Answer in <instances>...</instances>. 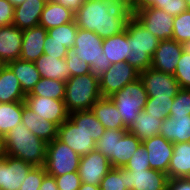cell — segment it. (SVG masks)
Listing matches in <instances>:
<instances>
[{
	"mask_svg": "<svg viewBox=\"0 0 190 190\" xmlns=\"http://www.w3.org/2000/svg\"><path fill=\"white\" fill-rule=\"evenodd\" d=\"M185 47L174 39L161 40L152 57L151 67L154 70L174 75L177 62Z\"/></svg>",
	"mask_w": 190,
	"mask_h": 190,
	"instance_id": "cell-15",
	"label": "cell"
},
{
	"mask_svg": "<svg viewBox=\"0 0 190 190\" xmlns=\"http://www.w3.org/2000/svg\"><path fill=\"white\" fill-rule=\"evenodd\" d=\"M100 190H128L127 170L112 168L101 180Z\"/></svg>",
	"mask_w": 190,
	"mask_h": 190,
	"instance_id": "cell-37",
	"label": "cell"
},
{
	"mask_svg": "<svg viewBox=\"0 0 190 190\" xmlns=\"http://www.w3.org/2000/svg\"><path fill=\"white\" fill-rule=\"evenodd\" d=\"M138 78L139 72L126 61L112 64L99 78L101 95L109 97Z\"/></svg>",
	"mask_w": 190,
	"mask_h": 190,
	"instance_id": "cell-10",
	"label": "cell"
},
{
	"mask_svg": "<svg viewBox=\"0 0 190 190\" xmlns=\"http://www.w3.org/2000/svg\"><path fill=\"white\" fill-rule=\"evenodd\" d=\"M65 8L70 9L72 12H76L78 8L85 2V0H52Z\"/></svg>",
	"mask_w": 190,
	"mask_h": 190,
	"instance_id": "cell-51",
	"label": "cell"
},
{
	"mask_svg": "<svg viewBox=\"0 0 190 190\" xmlns=\"http://www.w3.org/2000/svg\"><path fill=\"white\" fill-rule=\"evenodd\" d=\"M78 190H100V186L86 184V183L82 182Z\"/></svg>",
	"mask_w": 190,
	"mask_h": 190,
	"instance_id": "cell-53",
	"label": "cell"
},
{
	"mask_svg": "<svg viewBox=\"0 0 190 190\" xmlns=\"http://www.w3.org/2000/svg\"><path fill=\"white\" fill-rule=\"evenodd\" d=\"M43 51L45 55H50L56 57L57 59H61L67 56L69 49L64 46V43L58 41H49L46 38Z\"/></svg>",
	"mask_w": 190,
	"mask_h": 190,
	"instance_id": "cell-47",
	"label": "cell"
},
{
	"mask_svg": "<svg viewBox=\"0 0 190 190\" xmlns=\"http://www.w3.org/2000/svg\"><path fill=\"white\" fill-rule=\"evenodd\" d=\"M73 21L74 12L52 0H47L40 16L39 25L49 30Z\"/></svg>",
	"mask_w": 190,
	"mask_h": 190,
	"instance_id": "cell-28",
	"label": "cell"
},
{
	"mask_svg": "<svg viewBox=\"0 0 190 190\" xmlns=\"http://www.w3.org/2000/svg\"><path fill=\"white\" fill-rule=\"evenodd\" d=\"M168 190H190L189 178H175L169 180Z\"/></svg>",
	"mask_w": 190,
	"mask_h": 190,
	"instance_id": "cell-49",
	"label": "cell"
},
{
	"mask_svg": "<svg viewBox=\"0 0 190 190\" xmlns=\"http://www.w3.org/2000/svg\"><path fill=\"white\" fill-rule=\"evenodd\" d=\"M142 144L148 152L150 168L167 174L174 144L161 134L142 141Z\"/></svg>",
	"mask_w": 190,
	"mask_h": 190,
	"instance_id": "cell-16",
	"label": "cell"
},
{
	"mask_svg": "<svg viewBox=\"0 0 190 190\" xmlns=\"http://www.w3.org/2000/svg\"><path fill=\"white\" fill-rule=\"evenodd\" d=\"M39 190H58L55 177L46 174L41 182Z\"/></svg>",
	"mask_w": 190,
	"mask_h": 190,
	"instance_id": "cell-52",
	"label": "cell"
},
{
	"mask_svg": "<svg viewBox=\"0 0 190 190\" xmlns=\"http://www.w3.org/2000/svg\"><path fill=\"white\" fill-rule=\"evenodd\" d=\"M186 2H187V5H190V0H186Z\"/></svg>",
	"mask_w": 190,
	"mask_h": 190,
	"instance_id": "cell-57",
	"label": "cell"
},
{
	"mask_svg": "<svg viewBox=\"0 0 190 190\" xmlns=\"http://www.w3.org/2000/svg\"><path fill=\"white\" fill-rule=\"evenodd\" d=\"M45 167H33L27 174L19 190H39L41 182L46 175Z\"/></svg>",
	"mask_w": 190,
	"mask_h": 190,
	"instance_id": "cell-44",
	"label": "cell"
},
{
	"mask_svg": "<svg viewBox=\"0 0 190 190\" xmlns=\"http://www.w3.org/2000/svg\"><path fill=\"white\" fill-rule=\"evenodd\" d=\"M141 144L142 142L134 134L126 131L121 139L116 142L115 168H124Z\"/></svg>",
	"mask_w": 190,
	"mask_h": 190,
	"instance_id": "cell-33",
	"label": "cell"
},
{
	"mask_svg": "<svg viewBox=\"0 0 190 190\" xmlns=\"http://www.w3.org/2000/svg\"><path fill=\"white\" fill-rule=\"evenodd\" d=\"M173 100L148 97L143 111L150 113L153 117H160V120H164L169 117Z\"/></svg>",
	"mask_w": 190,
	"mask_h": 190,
	"instance_id": "cell-40",
	"label": "cell"
},
{
	"mask_svg": "<svg viewBox=\"0 0 190 190\" xmlns=\"http://www.w3.org/2000/svg\"><path fill=\"white\" fill-rule=\"evenodd\" d=\"M14 7L22 4L25 0H8Z\"/></svg>",
	"mask_w": 190,
	"mask_h": 190,
	"instance_id": "cell-55",
	"label": "cell"
},
{
	"mask_svg": "<svg viewBox=\"0 0 190 190\" xmlns=\"http://www.w3.org/2000/svg\"><path fill=\"white\" fill-rule=\"evenodd\" d=\"M25 97L18 78L8 65H4L0 70V103L20 102Z\"/></svg>",
	"mask_w": 190,
	"mask_h": 190,
	"instance_id": "cell-24",
	"label": "cell"
},
{
	"mask_svg": "<svg viewBox=\"0 0 190 190\" xmlns=\"http://www.w3.org/2000/svg\"><path fill=\"white\" fill-rule=\"evenodd\" d=\"M126 131L127 129H105L104 134L96 142L95 149L108 158L112 168H115L116 142L121 139Z\"/></svg>",
	"mask_w": 190,
	"mask_h": 190,
	"instance_id": "cell-35",
	"label": "cell"
},
{
	"mask_svg": "<svg viewBox=\"0 0 190 190\" xmlns=\"http://www.w3.org/2000/svg\"><path fill=\"white\" fill-rule=\"evenodd\" d=\"M180 88L190 89V46L183 49L174 73Z\"/></svg>",
	"mask_w": 190,
	"mask_h": 190,
	"instance_id": "cell-39",
	"label": "cell"
},
{
	"mask_svg": "<svg viewBox=\"0 0 190 190\" xmlns=\"http://www.w3.org/2000/svg\"><path fill=\"white\" fill-rule=\"evenodd\" d=\"M19 80L23 92L27 95L40 80L41 76L34 62L22 59L7 64Z\"/></svg>",
	"mask_w": 190,
	"mask_h": 190,
	"instance_id": "cell-30",
	"label": "cell"
},
{
	"mask_svg": "<svg viewBox=\"0 0 190 190\" xmlns=\"http://www.w3.org/2000/svg\"><path fill=\"white\" fill-rule=\"evenodd\" d=\"M33 167L24 160L4 155L0 159V190H19Z\"/></svg>",
	"mask_w": 190,
	"mask_h": 190,
	"instance_id": "cell-12",
	"label": "cell"
},
{
	"mask_svg": "<svg viewBox=\"0 0 190 190\" xmlns=\"http://www.w3.org/2000/svg\"><path fill=\"white\" fill-rule=\"evenodd\" d=\"M101 98L99 78L91 73L69 77L65 82L64 103L69 113L91 110Z\"/></svg>",
	"mask_w": 190,
	"mask_h": 190,
	"instance_id": "cell-4",
	"label": "cell"
},
{
	"mask_svg": "<svg viewBox=\"0 0 190 190\" xmlns=\"http://www.w3.org/2000/svg\"><path fill=\"white\" fill-rule=\"evenodd\" d=\"M134 17L160 41L172 39L174 16L166 11L148 7L134 12Z\"/></svg>",
	"mask_w": 190,
	"mask_h": 190,
	"instance_id": "cell-9",
	"label": "cell"
},
{
	"mask_svg": "<svg viewBox=\"0 0 190 190\" xmlns=\"http://www.w3.org/2000/svg\"><path fill=\"white\" fill-rule=\"evenodd\" d=\"M128 190H168V175L155 169L127 170Z\"/></svg>",
	"mask_w": 190,
	"mask_h": 190,
	"instance_id": "cell-17",
	"label": "cell"
},
{
	"mask_svg": "<svg viewBox=\"0 0 190 190\" xmlns=\"http://www.w3.org/2000/svg\"><path fill=\"white\" fill-rule=\"evenodd\" d=\"M67 67L70 70V77L80 76L90 73V65L78 58V55L74 52L73 49L68 51L67 56L65 57Z\"/></svg>",
	"mask_w": 190,
	"mask_h": 190,
	"instance_id": "cell-42",
	"label": "cell"
},
{
	"mask_svg": "<svg viewBox=\"0 0 190 190\" xmlns=\"http://www.w3.org/2000/svg\"><path fill=\"white\" fill-rule=\"evenodd\" d=\"M188 9L186 0H171L170 3V14L177 16Z\"/></svg>",
	"mask_w": 190,
	"mask_h": 190,
	"instance_id": "cell-50",
	"label": "cell"
},
{
	"mask_svg": "<svg viewBox=\"0 0 190 190\" xmlns=\"http://www.w3.org/2000/svg\"><path fill=\"white\" fill-rule=\"evenodd\" d=\"M34 63L42 78L66 82L70 77V70L67 67L65 58L57 59L56 57L42 54Z\"/></svg>",
	"mask_w": 190,
	"mask_h": 190,
	"instance_id": "cell-26",
	"label": "cell"
},
{
	"mask_svg": "<svg viewBox=\"0 0 190 190\" xmlns=\"http://www.w3.org/2000/svg\"><path fill=\"white\" fill-rule=\"evenodd\" d=\"M25 105L37 113L39 118H45L58 127L69 118V112L64 100H55L49 97L26 95Z\"/></svg>",
	"mask_w": 190,
	"mask_h": 190,
	"instance_id": "cell-11",
	"label": "cell"
},
{
	"mask_svg": "<svg viewBox=\"0 0 190 190\" xmlns=\"http://www.w3.org/2000/svg\"><path fill=\"white\" fill-rule=\"evenodd\" d=\"M190 114V89H180L174 97L169 117L186 116Z\"/></svg>",
	"mask_w": 190,
	"mask_h": 190,
	"instance_id": "cell-41",
	"label": "cell"
},
{
	"mask_svg": "<svg viewBox=\"0 0 190 190\" xmlns=\"http://www.w3.org/2000/svg\"><path fill=\"white\" fill-rule=\"evenodd\" d=\"M47 30L38 25L23 30L22 49L20 59L35 62L42 54Z\"/></svg>",
	"mask_w": 190,
	"mask_h": 190,
	"instance_id": "cell-20",
	"label": "cell"
},
{
	"mask_svg": "<svg viewBox=\"0 0 190 190\" xmlns=\"http://www.w3.org/2000/svg\"><path fill=\"white\" fill-rule=\"evenodd\" d=\"M46 2L47 0H25L16 6L12 25L17 26L22 31L38 26Z\"/></svg>",
	"mask_w": 190,
	"mask_h": 190,
	"instance_id": "cell-21",
	"label": "cell"
},
{
	"mask_svg": "<svg viewBox=\"0 0 190 190\" xmlns=\"http://www.w3.org/2000/svg\"><path fill=\"white\" fill-rule=\"evenodd\" d=\"M23 31L14 25L0 27V61L7 65L20 59Z\"/></svg>",
	"mask_w": 190,
	"mask_h": 190,
	"instance_id": "cell-18",
	"label": "cell"
},
{
	"mask_svg": "<svg viewBox=\"0 0 190 190\" xmlns=\"http://www.w3.org/2000/svg\"><path fill=\"white\" fill-rule=\"evenodd\" d=\"M172 39L190 46V12L188 10L174 17Z\"/></svg>",
	"mask_w": 190,
	"mask_h": 190,
	"instance_id": "cell-38",
	"label": "cell"
},
{
	"mask_svg": "<svg viewBox=\"0 0 190 190\" xmlns=\"http://www.w3.org/2000/svg\"><path fill=\"white\" fill-rule=\"evenodd\" d=\"M126 170H148L150 168L148 152L141 144L138 149L132 154L130 160L124 167Z\"/></svg>",
	"mask_w": 190,
	"mask_h": 190,
	"instance_id": "cell-43",
	"label": "cell"
},
{
	"mask_svg": "<svg viewBox=\"0 0 190 190\" xmlns=\"http://www.w3.org/2000/svg\"><path fill=\"white\" fill-rule=\"evenodd\" d=\"M3 66L4 64L0 61V70L2 69Z\"/></svg>",
	"mask_w": 190,
	"mask_h": 190,
	"instance_id": "cell-56",
	"label": "cell"
},
{
	"mask_svg": "<svg viewBox=\"0 0 190 190\" xmlns=\"http://www.w3.org/2000/svg\"><path fill=\"white\" fill-rule=\"evenodd\" d=\"M170 3L171 0H131L133 12L139 11L143 8L156 7L170 14Z\"/></svg>",
	"mask_w": 190,
	"mask_h": 190,
	"instance_id": "cell-46",
	"label": "cell"
},
{
	"mask_svg": "<svg viewBox=\"0 0 190 190\" xmlns=\"http://www.w3.org/2000/svg\"><path fill=\"white\" fill-rule=\"evenodd\" d=\"M80 156L67 144L57 138L47 143L45 170L53 177L76 172L79 168Z\"/></svg>",
	"mask_w": 190,
	"mask_h": 190,
	"instance_id": "cell-7",
	"label": "cell"
},
{
	"mask_svg": "<svg viewBox=\"0 0 190 190\" xmlns=\"http://www.w3.org/2000/svg\"><path fill=\"white\" fill-rule=\"evenodd\" d=\"M167 175L169 180L190 177V142L174 144Z\"/></svg>",
	"mask_w": 190,
	"mask_h": 190,
	"instance_id": "cell-23",
	"label": "cell"
},
{
	"mask_svg": "<svg viewBox=\"0 0 190 190\" xmlns=\"http://www.w3.org/2000/svg\"><path fill=\"white\" fill-rule=\"evenodd\" d=\"M69 119L79 128L85 130L97 142L105 132V127L96 118L92 110L74 111Z\"/></svg>",
	"mask_w": 190,
	"mask_h": 190,
	"instance_id": "cell-31",
	"label": "cell"
},
{
	"mask_svg": "<svg viewBox=\"0 0 190 190\" xmlns=\"http://www.w3.org/2000/svg\"><path fill=\"white\" fill-rule=\"evenodd\" d=\"M55 181L58 190H78L82 183L78 171L56 176Z\"/></svg>",
	"mask_w": 190,
	"mask_h": 190,
	"instance_id": "cell-45",
	"label": "cell"
},
{
	"mask_svg": "<svg viewBox=\"0 0 190 190\" xmlns=\"http://www.w3.org/2000/svg\"><path fill=\"white\" fill-rule=\"evenodd\" d=\"M109 98L116 105L122 121L128 129L138 114L144 110L148 95L139 77L126 84L120 91L113 93Z\"/></svg>",
	"mask_w": 190,
	"mask_h": 190,
	"instance_id": "cell-6",
	"label": "cell"
},
{
	"mask_svg": "<svg viewBox=\"0 0 190 190\" xmlns=\"http://www.w3.org/2000/svg\"><path fill=\"white\" fill-rule=\"evenodd\" d=\"M5 155V140L4 136L0 134V159Z\"/></svg>",
	"mask_w": 190,
	"mask_h": 190,
	"instance_id": "cell-54",
	"label": "cell"
},
{
	"mask_svg": "<svg viewBox=\"0 0 190 190\" xmlns=\"http://www.w3.org/2000/svg\"><path fill=\"white\" fill-rule=\"evenodd\" d=\"M133 17L131 0H85L74 13L78 28L94 31L103 39L121 34Z\"/></svg>",
	"mask_w": 190,
	"mask_h": 190,
	"instance_id": "cell-1",
	"label": "cell"
},
{
	"mask_svg": "<svg viewBox=\"0 0 190 190\" xmlns=\"http://www.w3.org/2000/svg\"><path fill=\"white\" fill-rule=\"evenodd\" d=\"M5 155L24 160L34 167H43L46 162L47 143L34 135L21 122L5 137Z\"/></svg>",
	"mask_w": 190,
	"mask_h": 190,
	"instance_id": "cell-2",
	"label": "cell"
},
{
	"mask_svg": "<svg viewBox=\"0 0 190 190\" xmlns=\"http://www.w3.org/2000/svg\"><path fill=\"white\" fill-rule=\"evenodd\" d=\"M57 139L67 144L80 157L96 148V141L89 133L77 127L69 118L58 127Z\"/></svg>",
	"mask_w": 190,
	"mask_h": 190,
	"instance_id": "cell-13",
	"label": "cell"
},
{
	"mask_svg": "<svg viewBox=\"0 0 190 190\" xmlns=\"http://www.w3.org/2000/svg\"><path fill=\"white\" fill-rule=\"evenodd\" d=\"M27 95L49 97L55 100H64L65 82L48 78H40L34 88Z\"/></svg>",
	"mask_w": 190,
	"mask_h": 190,
	"instance_id": "cell-34",
	"label": "cell"
},
{
	"mask_svg": "<svg viewBox=\"0 0 190 190\" xmlns=\"http://www.w3.org/2000/svg\"><path fill=\"white\" fill-rule=\"evenodd\" d=\"M21 122L27 129L31 130L34 135L46 143L52 142L57 138L58 126L45 118H39L36 112L25 105L24 101Z\"/></svg>",
	"mask_w": 190,
	"mask_h": 190,
	"instance_id": "cell-19",
	"label": "cell"
},
{
	"mask_svg": "<svg viewBox=\"0 0 190 190\" xmlns=\"http://www.w3.org/2000/svg\"><path fill=\"white\" fill-rule=\"evenodd\" d=\"M102 47L111 64L125 62L130 57L129 35L126 30L121 34L104 38Z\"/></svg>",
	"mask_w": 190,
	"mask_h": 190,
	"instance_id": "cell-27",
	"label": "cell"
},
{
	"mask_svg": "<svg viewBox=\"0 0 190 190\" xmlns=\"http://www.w3.org/2000/svg\"><path fill=\"white\" fill-rule=\"evenodd\" d=\"M111 169L112 165L108 158L94 149L88 155L81 156L78 175L83 183L100 185L101 180Z\"/></svg>",
	"mask_w": 190,
	"mask_h": 190,
	"instance_id": "cell-14",
	"label": "cell"
},
{
	"mask_svg": "<svg viewBox=\"0 0 190 190\" xmlns=\"http://www.w3.org/2000/svg\"><path fill=\"white\" fill-rule=\"evenodd\" d=\"M15 7L8 0H0V27L13 24Z\"/></svg>",
	"mask_w": 190,
	"mask_h": 190,
	"instance_id": "cell-48",
	"label": "cell"
},
{
	"mask_svg": "<svg viewBox=\"0 0 190 190\" xmlns=\"http://www.w3.org/2000/svg\"><path fill=\"white\" fill-rule=\"evenodd\" d=\"M148 97L174 99L181 89L175 76L154 70L152 67L139 73Z\"/></svg>",
	"mask_w": 190,
	"mask_h": 190,
	"instance_id": "cell-8",
	"label": "cell"
},
{
	"mask_svg": "<svg viewBox=\"0 0 190 190\" xmlns=\"http://www.w3.org/2000/svg\"><path fill=\"white\" fill-rule=\"evenodd\" d=\"M125 30L129 35L130 57L126 60L139 73L151 68L152 57L160 40L149 32L135 17L130 19Z\"/></svg>",
	"mask_w": 190,
	"mask_h": 190,
	"instance_id": "cell-3",
	"label": "cell"
},
{
	"mask_svg": "<svg viewBox=\"0 0 190 190\" xmlns=\"http://www.w3.org/2000/svg\"><path fill=\"white\" fill-rule=\"evenodd\" d=\"M78 26L75 22H69L47 30L46 38L49 41H58L64 43L69 50L74 48L75 38L77 36Z\"/></svg>",
	"mask_w": 190,
	"mask_h": 190,
	"instance_id": "cell-36",
	"label": "cell"
},
{
	"mask_svg": "<svg viewBox=\"0 0 190 190\" xmlns=\"http://www.w3.org/2000/svg\"><path fill=\"white\" fill-rule=\"evenodd\" d=\"M103 38L94 31L78 28L74 52L90 65V73L100 78L112 65L103 52Z\"/></svg>",
	"mask_w": 190,
	"mask_h": 190,
	"instance_id": "cell-5",
	"label": "cell"
},
{
	"mask_svg": "<svg viewBox=\"0 0 190 190\" xmlns=\"http://www.w3.org/2000/svg\"><path fill=\"white\" fill-rule=\"evenodd\" d=\"M160 134L173 144L190 142V114L165 118L160 127Z\"/></svg>",
	"mask_w": 190,
	"mask_h": 190,
	"instance_id": "cell-22",
	"label": "cell"
},
{
	"mask_svg": "<svg viewBox=\"0 0 190 190\" xmlns=\"http://www.w3.org/2000/svg\"><path fill=\"white\" fill-rule=\"evenodd\" d=\"M91 110L105 129H127L116 105L109 97L99 99Z\"/></svg>",
	"mask_w": 190,
	"mask_h": 190,
	"instance_id": "cell-25",
	"label": "cell"
},
{
	"mask_svg": "<svg viewBox=\"0 0 190 190\" xmlns=\"http://www.w3.org/2000/svg\"><path fill=\"white\" fill-rule=\"evenodd\" d=\"M23 101L0 103V134L5 135L21 123Z\"/></svg>",
	"mask_w": 190,
	"mask_h": 190,
	"instance_id": "cell-32",
	"label": "cell"
},
{
	"mask_svg": "<svg viewBox=\"0 0 190 190\" xmlns=\"http://www.w3.org/2000/svg\"><path fill=\"white\" fill-rule=\"evenodd\" d=\"M162 121L160 117H153L150 113L141 111L127 131L134 134L142 142L160 134Z\"/></svg>",
	"mask_w": 190,
	"mask_h": 190,
	"instance_id": "cell-29",
	"label": "cell"
}]
</instances>
